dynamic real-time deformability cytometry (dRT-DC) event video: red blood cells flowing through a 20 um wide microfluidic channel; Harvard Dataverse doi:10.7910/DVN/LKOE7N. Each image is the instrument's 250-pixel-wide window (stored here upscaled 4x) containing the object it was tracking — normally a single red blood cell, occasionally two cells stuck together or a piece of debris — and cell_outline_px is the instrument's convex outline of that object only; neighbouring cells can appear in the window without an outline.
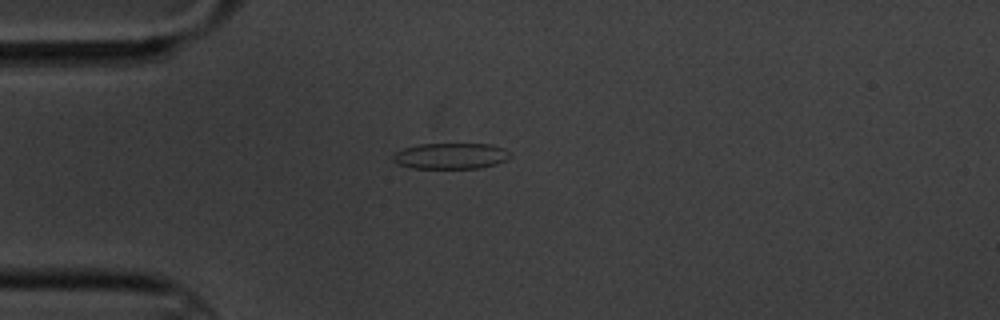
{"species": "common noctule bat (a hibernating species)", "species_latin": "Nyctalus noctula", "temperature_condition": "cold", "stored_images_in_passage": 2, "camera_frame_rate_fps": 3000, "um_per_image_px": 0.085, "animal": {"sex": "male", "body_mass_g": 20.1, "forearm_length_mm": 53.5}, "frame": {"image": 1, "passage_image": 1, "time_ms": 0.0, "image_size_px": [1000, 320], "cell_outline_px": [[512, 156], [508, 160], [496, 164], [480, 168], [412, 168], [396, 164], [392, 160], [392, 156], [396, 152], [404, 148], [420, 144], [492, 144], [504, 148], [512, 152]], "centroid_in_image_um": [38.36, 13.26], "position_along_channel_um": 46.6, "area_um2": 17.98}}
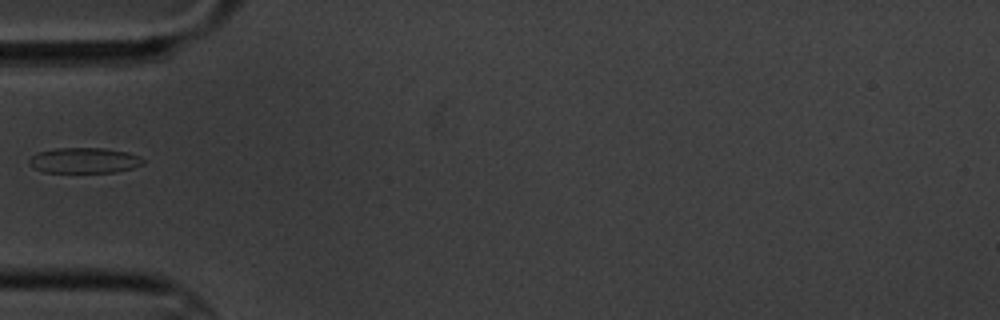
{"frame": {"image": 2, "passage_image": 2, "time_ms": 1.333, "image_size_px": [1000, 320], "cell_outline_px": [[144, 164], [132, 168], [116, 172], [44, 172], [32, 168], [28, 164], [28, 160], [32, 156], [40, 152], [56, 148], [104, 148], [128, 152], [140, 156], [144, 160]], "centroid_in_image_um": [7.17, 13.64], "position_along_channel_um": 77.8, "area_um2": 16.99}}